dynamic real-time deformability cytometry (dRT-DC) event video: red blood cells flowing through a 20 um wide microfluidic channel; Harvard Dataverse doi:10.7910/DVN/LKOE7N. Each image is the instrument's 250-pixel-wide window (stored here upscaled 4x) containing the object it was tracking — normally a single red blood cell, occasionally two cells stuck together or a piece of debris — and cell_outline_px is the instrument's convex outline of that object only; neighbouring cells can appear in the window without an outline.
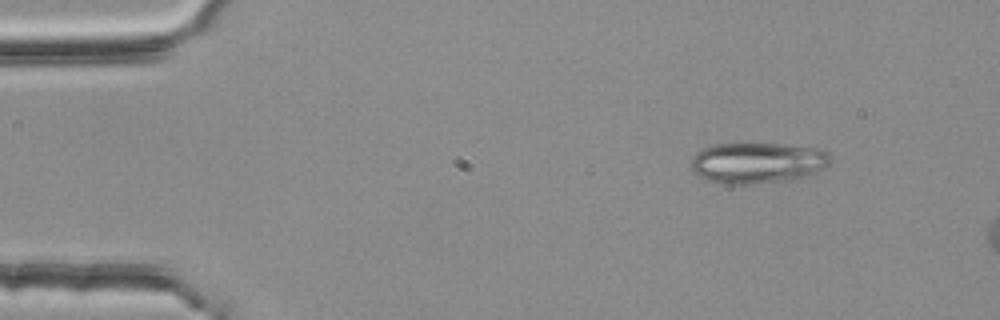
{"species": "common noctule bat (a hibernating species)", "species_latin": "Nyctalus noctula", "temperature_condition": "room temperature", "stored_images_in_passage": 2, "camera_frame_rate_fps": 3000, "um_per_image_px": 0.085, "animal": {"sex": "female", "body_mass_g": 25.1}, "frame": {"image": 1, "passage_image": 2, "time_ms": 0.333, "image_size_px": [1000, 320], "cell_outline_px": [[832, 160], [824, 168], [808, 176], [792, 180], [748, 184], [720, 184], [708, 180], [700, 176], [692, 168], [692, 156], [696, 152], [704, 148], [716, 144], [780, 144], [816, 148], [828, 152], [832, 156]], "centroid_in_image_um": [64.42, 13.85], "position_along_channel_um": 20.6, "area_um2": 33.23}}